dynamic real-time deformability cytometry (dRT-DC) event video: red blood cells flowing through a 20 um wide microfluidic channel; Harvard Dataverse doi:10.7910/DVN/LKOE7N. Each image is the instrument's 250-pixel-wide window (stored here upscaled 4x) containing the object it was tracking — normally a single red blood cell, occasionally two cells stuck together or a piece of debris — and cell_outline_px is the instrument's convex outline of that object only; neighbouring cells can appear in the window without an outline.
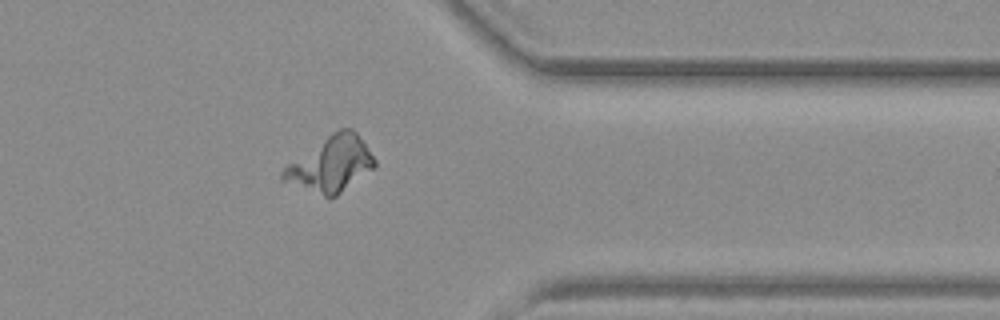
{"species": "common noctule bat (a hibernating species)", "species_latin": "Nyctalus noctula", "temperature_condition": "warm", "stored_images_in_passage": 56, "camera_frame_rate_fps": 3000, "um_per_image_px": 0.085, "animal": {"sex": "female", "body_mass_g": 19.3, "forearm_length_mm": 54.1}, "frame": {"image": 1, "passage_image": 44, "time_ms": 14.333, "image_size_px": [1000, 320], "cell_outline_px": [[376, 168], [336, 196], [324, 196], [280, 180], [280, 172], [288, 164], [332, 132], [340, 128], [352, 128], [356, 132], [376, 160]], "centroid_in_image_um": [28.14, 13.96], "position_along_channel_um": 383.3, "area_um2": 29.13}}
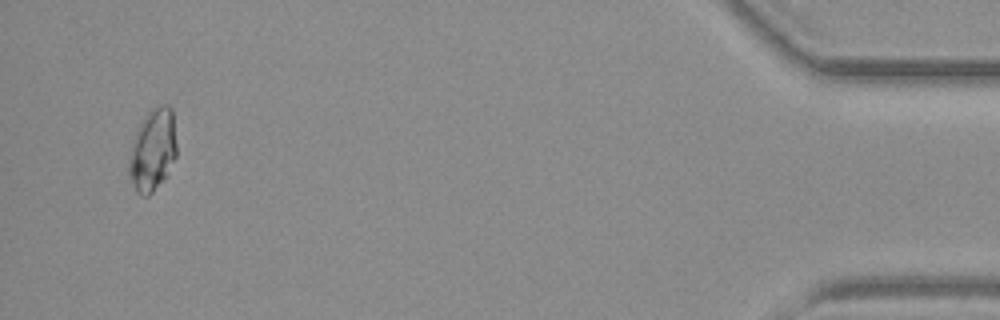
{"frame": {"image": 2, "passage_image": 54, "time_ms": 17.667, "image_size_px": [1000, 320], "cell_outline_px": [[176, 156], [164, 176], [152, 192], [148, 196], [144, 196], [136, 188], [128, 176], [128, 164], [132, 144], [136, 132], [144, 116], [148, 112], [160, 104], [168, 104], [172, 108], [176, 144]], "centroid_in_image_um": [12.97, 12.7], "position_along_channel_um": 422.2, "area_um2": 22.25}}